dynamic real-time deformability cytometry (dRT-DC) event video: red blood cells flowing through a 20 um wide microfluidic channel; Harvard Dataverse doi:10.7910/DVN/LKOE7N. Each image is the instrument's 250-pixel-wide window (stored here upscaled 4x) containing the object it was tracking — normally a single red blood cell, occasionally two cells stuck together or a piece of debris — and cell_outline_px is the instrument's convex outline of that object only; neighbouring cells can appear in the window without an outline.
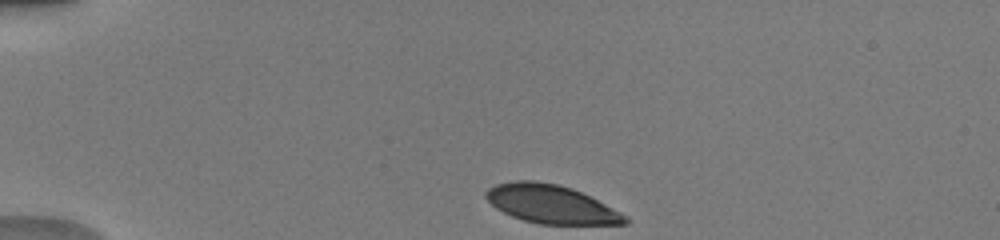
{"species": "human", "species_latin": "Homo sapiens", "temperature_condition": "warm", "stored_images_in_passage": 12, "camera_frame_rate_fps": 3000, "um_per_image_px": 0.085, "donor": {"sex": "male"}, "frame": {"image": 1, "passage_image": 1, "time_ms": 0.0, "image_size_px": [1000, 240], "cell_outline_px": [[632, 220], [628, 224], [540, 224], [524, 220], [512, 216], [496, 208], [484, 196], [484, 192], [488, 188], [496, 184], [516, 180], [536, 180], [556, 184], [572, 188], [628, 216]], "centroid_in_image_um": [46.83, 17.35], "position_along_channel_um": 38.2, "area_um2": 31.04}}
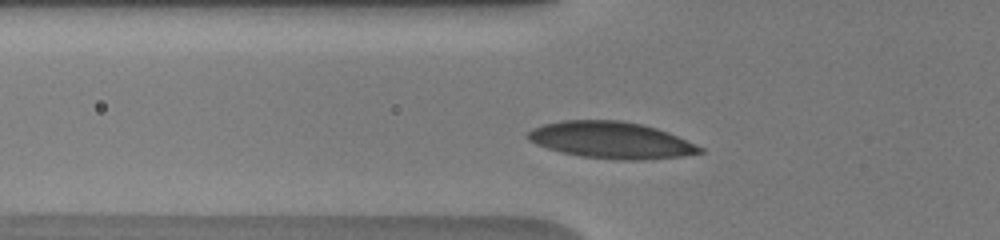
{"frame": {"image": 2, "passage_image": 9, "time_ms": 2.333, "image_size_px": [1000, 240], "cell_outline_px": [[704, 152], [680, 156], [640, 160], [624, 160], [580, 156], [560, 152], [536, 144], [528, 140], [524, 136], [532, 128], [544, 124], [560, 120], [620, 120], [640, 124], [656, 128], [668, 132], [696, 144], [704, 148]], "centroid_in_image_um": [51.91, 11.9], "position_along_channel_um": 73.9, "area_um2": 36.7}}